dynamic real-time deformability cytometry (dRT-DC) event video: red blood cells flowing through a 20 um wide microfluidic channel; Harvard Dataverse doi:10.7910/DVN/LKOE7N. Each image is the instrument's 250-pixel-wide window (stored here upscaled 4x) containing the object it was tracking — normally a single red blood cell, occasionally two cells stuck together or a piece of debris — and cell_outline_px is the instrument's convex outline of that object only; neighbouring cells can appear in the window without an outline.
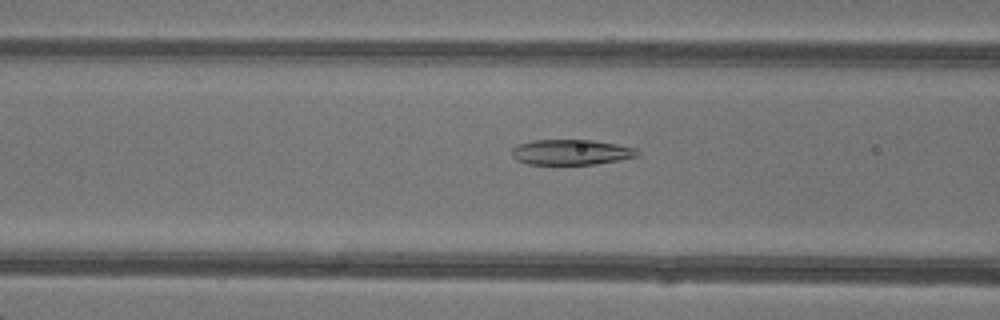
{"species": "common noctule bat (a hibernating species)", "species_latin": "Nyctalus noctula", "temperature_condition": "warm", "stored_images_in_passage": 48, "camera_frame_rate_fps": 3000, "um_per_image_px": 0.085, "animal": {"sex": "female"}, "frame": {"image": 1, "passage_image": 20, "time_ms": 6.333, "image_size_px": [1000, 320], "cell_outline_px": [[640, 156], [620, 160], [592, 164], [528, 164], [516, 160], [512, 156], [512, 148], [520, 144], [532, 140], [592, 140], [616, 144], [636, 148], [640, 152]], "centroid_in_image_um": [48.57, 12.93], "position_along_channel_um": 118.0, "area_um2": 18.55}}
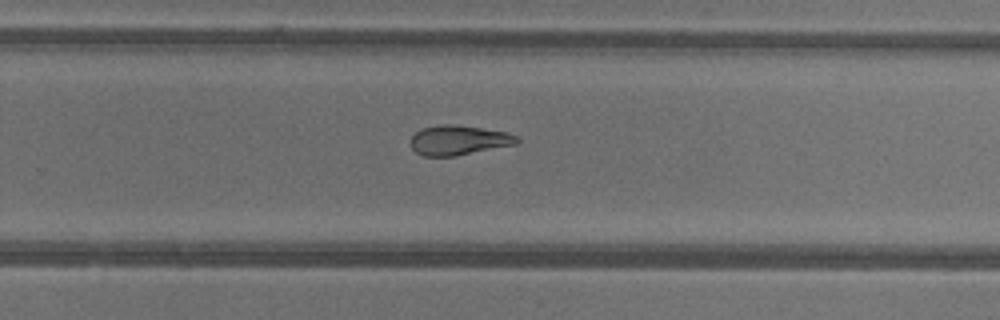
{"frame": {"image": 2, "passage_image": 32, "time_ms": 10.333, "image_size_px": [1000, 320], "cell_outline_px": [[520, 140], [516, 144], [456, 156], [424, 156], [416, 152], [412, 148], [412, 136], [416, 132], [424, 128], [444, 124], [456, 124], [508, 132], [516, 136]], "centroid_in_image_um": [39.01, 11.91], "position_along_channel_um": 290.8, "area_um2": 18.26}}
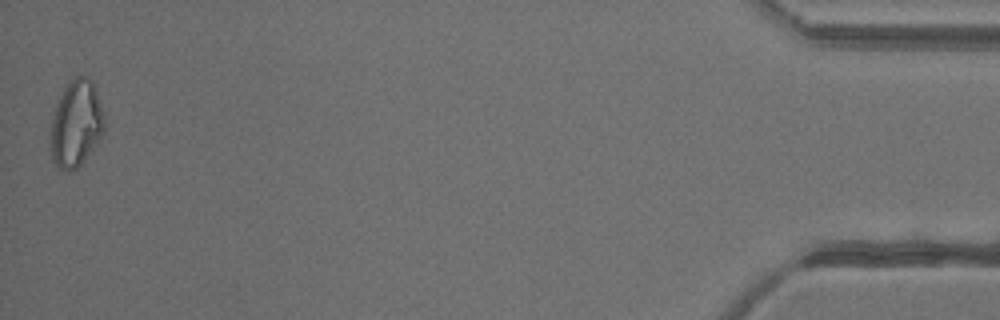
{"frame": {"image": 3, "passage_image": 48, "time_ms": 15.667, "image_size_px": [1000, 320], "cell_outline_px": [[104, 132], [96, 144], [84, 160], [72, 172], [68, 172], [60, 168], [52, 160], [48, 144], [52, 120], [56, 104], [64, 88], [76, 76], [84, 76], [92, 80], [104, 112]], "centroid_in_image_um": [6.45, 10.54], "position_along_channel_um": 428.7, "area_um2": 27.28}, "authors_computed_cell_mechanics": {"area_um2": 21.2993, "velocity_mm_per_s": 4.3287, "shape_relaxation_time_tau1_ms": null, "shape_relaxation_time_tau2_ms": 4.824, "deformation_change_tau1": null, "deformation_change_tau2": 0.1153}}